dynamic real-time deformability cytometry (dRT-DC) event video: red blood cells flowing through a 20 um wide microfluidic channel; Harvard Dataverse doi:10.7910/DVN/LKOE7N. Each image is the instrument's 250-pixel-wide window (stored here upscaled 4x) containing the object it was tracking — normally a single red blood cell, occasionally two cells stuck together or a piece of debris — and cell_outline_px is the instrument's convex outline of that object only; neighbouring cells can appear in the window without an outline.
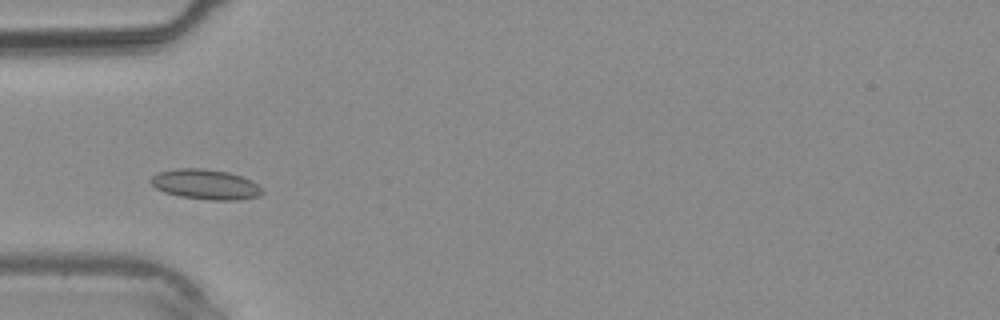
{"species": "common noctule bat (a hibernating species)", "species_latin": "Nyctalus noctula", "temperature_condition": "warm", "stored_images_in_passage": 35, "camera_frame_rate_fps": 3000, "um_per_image_px": 0.085, "animal": {"sex": "male", "body_mass_g": 20.4}, "frame": {"image": 1, "passage_image": 9, "time_ms": 2.667, "image_size_px": [1000, 320], "cell_outline_px": [[264, 192], [260, 196], [236, 200], [208, 200], [180, 196], [164, 192], [156, 188], [148, 180], [152, 176], [160, 172], [176, 168], [200, 168], [228, 172], [252, 180]], "centroid_in_image_um": [17.46, 15.67], "position_along_channel_um": 67.5, "area_um2": 19.48}}
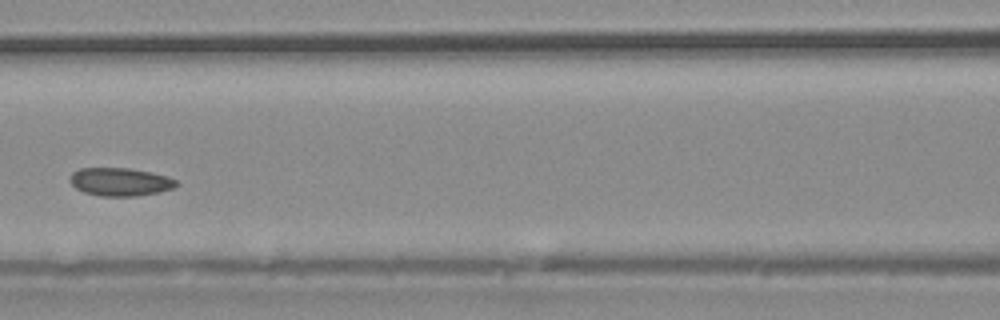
{"frame": {"image": 2, "passage_image": 14, "time_ms": 4.333, "image_size_px": [1000, 320], "cell_outline_px": [[180, 184], [176, 188], [160, 192], [136, 196], [100, 196], [84, 192], [76, 188], [68, 180], [72, 172], [80, 168], [128, 168], [152, 172], [168, 176], [176, 180]], "centroid_in_image_um": [10.25, 15.46], "position_along_channel_um": 156.4, "area_um2": 17.69}}
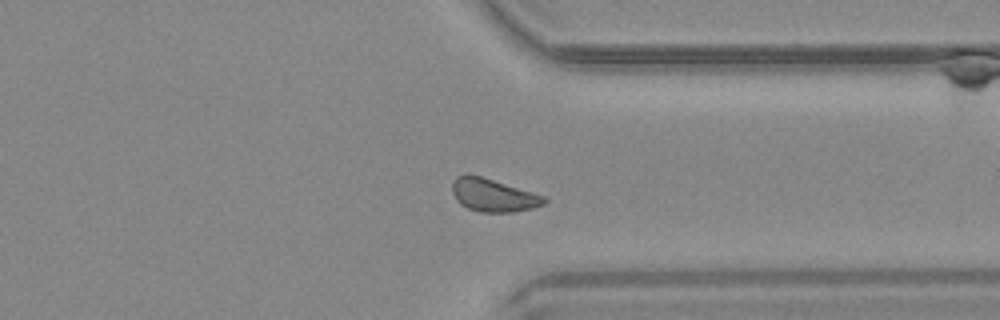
{"frame": {"image": 3, "passage_image": 26, "time_ms": 8.333, "image_size_px": [1000, 320], "cell_outline_px": [[548, 200], [544, 204], [532, 208], [512, 212], [480, 212], [468, 208], [460, 204], [456, 200], [452, 192], [452, 184], [456, 176], [480, 176], [544, 196]], "centroid_in_image_um": [41.92, 16.62], "position_along_channel_um": 369.5, "area_um2": 17.22}}